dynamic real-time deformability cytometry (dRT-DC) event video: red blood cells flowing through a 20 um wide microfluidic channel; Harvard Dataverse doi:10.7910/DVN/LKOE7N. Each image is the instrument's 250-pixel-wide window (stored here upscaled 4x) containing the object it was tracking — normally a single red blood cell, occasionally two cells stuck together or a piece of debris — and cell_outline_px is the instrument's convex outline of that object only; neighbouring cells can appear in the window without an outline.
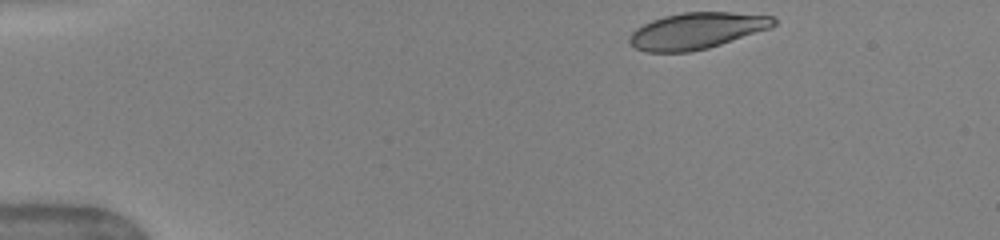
{"species": "human", "species_latin": "Homo sapiens", "temperature_condition": "warm", "stored_images_in_passage": 43, "camera_frame_rate_fps": 3000, "um_per_image_px": 0.085, "donor": {"sex": "female"}, "frame": {"image": 1, "passage_image": 1, "time_ms": 0.0, "image_size_px": [1000, 240], "cell_outline_px": [[776, 24], [772, 28], [708, 48], [692, 52], [648, 52], [636, 48], [628, 40], [632, 32], [636, 28], [652, 20], [664, 16], [684, 12], [732, 12], [772, 16], [776, 20]], "centroid_in_image_um": [59.25, 2.61], "position_along_channel_um": 25.8, "area_um2": 30.52}}
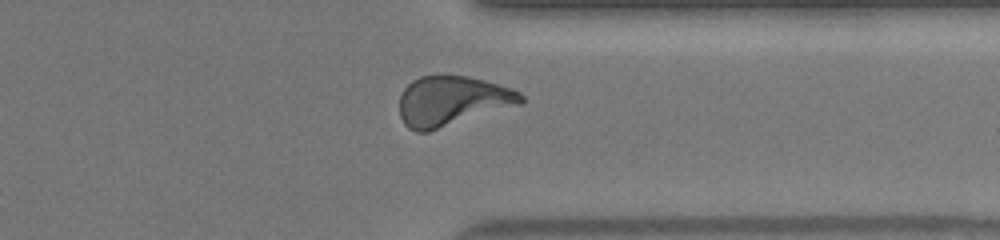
{"frame": {"image": 2, "passage_image": 33, "time_ms": 10.667, "image_size_px": [1000, 240], "cell_outline_px": [[524, 100], [520, 104], [428, 132], [416, 132], [408, 128], [404, 124], [400, 116], [400, 96], [404, 88], [412, 80], [420, 76], [468, 76], [484, 80], [512, 88], [520, 92], [524, 96]], "centroid_in_image_um": [38.42, 8.59], "position_along_channel_um": 373.0, "area_um2": 35.14}}
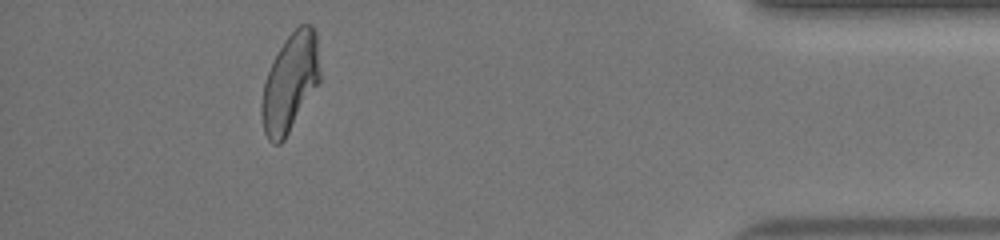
{"frame": {"image": 3, "passage_image": 39, "time_ms": 12.667, "image_size_px": [1000, 240], "cell_outline_px": [[320, 80], [284, 140], [280, 144], [272, 144], [268, 140], [264, 132], [260, 116], [260, 104], [264, 84], [268, 72], [284, 40], [300, 24], [312, 24], [316, 32], [320, 72]], "centroid_in_image_um": [24.64, 7.04], "position_along_channel_um": 410.6, "area_um2": 33.12}, "authors_computed_cell_mechanics": {"area_um2": 33.235, "velocity_mm_per_s": 4.0675, "shape_relaxation_time_tau1_ms": 4.4213, "shape_relaxation_time_tau2_ms": 1.1483, "deformation_change_tau1": 0.1795, "deformation_change_tau2": 0.0845}}